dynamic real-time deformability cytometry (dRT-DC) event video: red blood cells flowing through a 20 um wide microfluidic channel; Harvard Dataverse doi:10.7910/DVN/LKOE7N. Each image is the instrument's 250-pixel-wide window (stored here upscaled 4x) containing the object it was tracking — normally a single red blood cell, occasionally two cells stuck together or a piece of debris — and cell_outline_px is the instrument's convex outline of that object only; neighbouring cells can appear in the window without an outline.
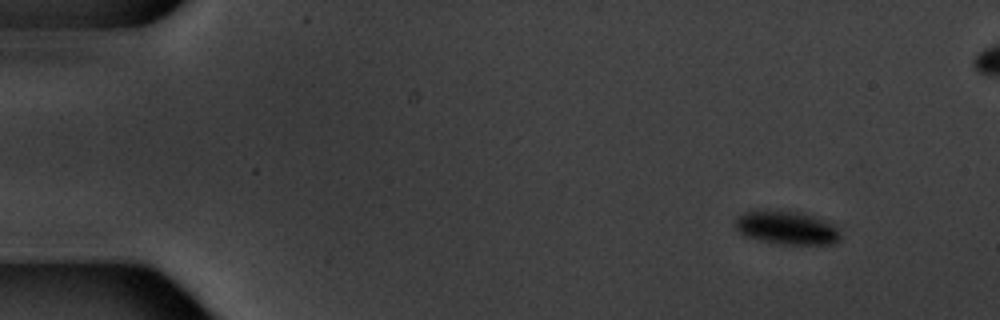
{"species": "common noctule bat (a hibernating species)", "species_latin": "Nyctalus noctula", "temperature_condition": "warm", "stored_images_in_passage": 6, "camera_frame_rate_fps": 3000, "um_per_image_px": 0.085, "animal": {"sex": "male", "body_mass_g": 20.1, "forearm_length_mm": 53.5}, "frame": {"image": 1, "passage_image": 1, "time_ms": 0.0, "image_size_px": [1000, 320], "cell_outline_px": [[840, 236], [832, 244], [784, 244], [760, 240], [744, 236], [736, 228], [736, 216], [744, 212], [780, 208], [800, 212], [824, 220], [832, 224], [840, 232]], "centroid_in_image_um": [66.82, 19.32], "position_along_channel_um": 18.2, "area_um2": 20.58}}